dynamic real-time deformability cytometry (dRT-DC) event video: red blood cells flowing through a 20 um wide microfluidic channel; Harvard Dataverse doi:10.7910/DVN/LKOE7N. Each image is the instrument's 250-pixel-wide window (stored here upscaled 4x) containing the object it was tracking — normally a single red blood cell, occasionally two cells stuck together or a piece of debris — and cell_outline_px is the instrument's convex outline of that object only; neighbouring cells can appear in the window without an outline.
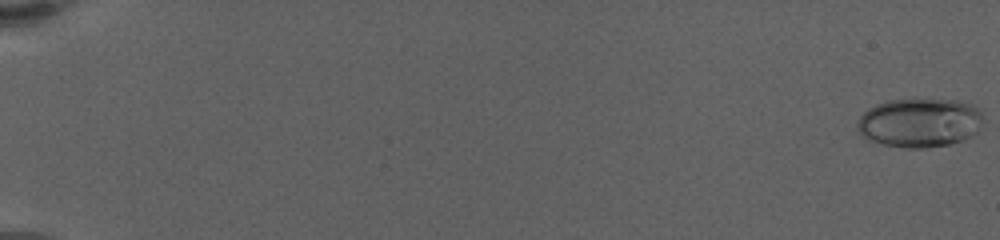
{"species": "human", "species_latin": "Homo sapiens", "temperature_condition": "warm", "stored_images_in_passage": 19, "camera_frame_rate_fps": 3000, "um_per_image_px": 0.085, "donor": {"sex": "female"}, "frame": {"image": 1, "passage_image": 1, "time_ms": 0.0, "image_size_px": [1000, 240], "cell_outline_px": [[984, 120], [976, 132], [972, 136], [964, 140], [952, 144], [928, 148], [904, 148], [884, 144], [860, 136], [856, 128], [856, 120], [868, 108], [876, 104], [888, 100], [956, 100], [972, 104], [980, 112]], "centroid_in_image_um": [78.16, 10.44], "position_along_channel_um": 6.8, "area_um2": 36.24}}
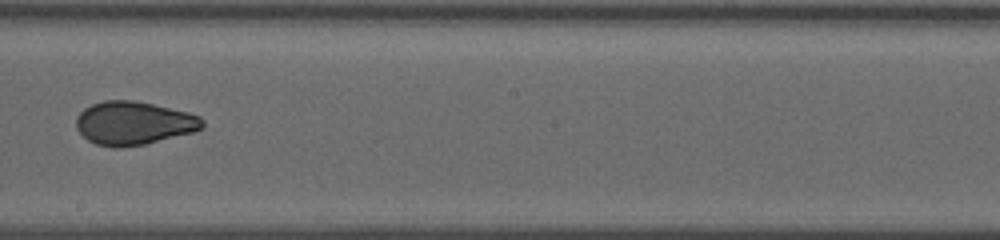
{"frame": {"image": 2, "passage_image": 12, "time_ms": 13.0, "image_size_px": [1000, 240], "cell_outline_px": [[204, 128], [192, 132], [144, 144], [120, 148], [116, 148], [96, 144], [88, 140], [76, 128], [76, 116], [84, 108], [92, 104], [104, 100], [132, 100], [152, 104], [188, 112], [200, 116], [204, 120]], "centroid_in_image_um": [11.35, 10.46], "position_along_channel_um": 236.8, "area_um2": 31.85}}
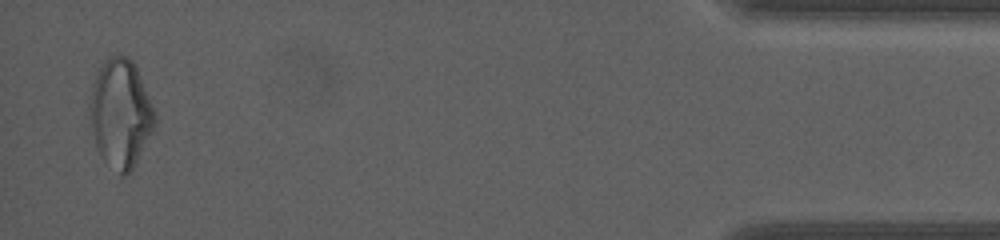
{"frame": {"image": 3, "passage_image": 19, "time_ms": 20.667, "image_size_px": [1000, 240], "cell_outline_px": [[156, 124], [136, 164], [124, 176], [120, 176], [104, 160], [96, 144], [92, 128], [88, 108], [88, 104], [92, 84], [104, 60], [108, 56], [128, 56], [136, 64], [156, 112]], "centroid_in_image_um": [10.27, 9.62], "position_along_channel_um": 424.9, "area_um2": 41.27}, "authors_computed_cell_mechanics": {"area_um2": 31.9056, "velocity_mm_per_s": 3.3824, "shape_relaxation_time_tau1_ms": 5.8154, "shape_relaxation_time_tau2_ms": 0.6972, "deformation_change_tau1": 0.1548, "deformation_change_tau2": 0.0392}}